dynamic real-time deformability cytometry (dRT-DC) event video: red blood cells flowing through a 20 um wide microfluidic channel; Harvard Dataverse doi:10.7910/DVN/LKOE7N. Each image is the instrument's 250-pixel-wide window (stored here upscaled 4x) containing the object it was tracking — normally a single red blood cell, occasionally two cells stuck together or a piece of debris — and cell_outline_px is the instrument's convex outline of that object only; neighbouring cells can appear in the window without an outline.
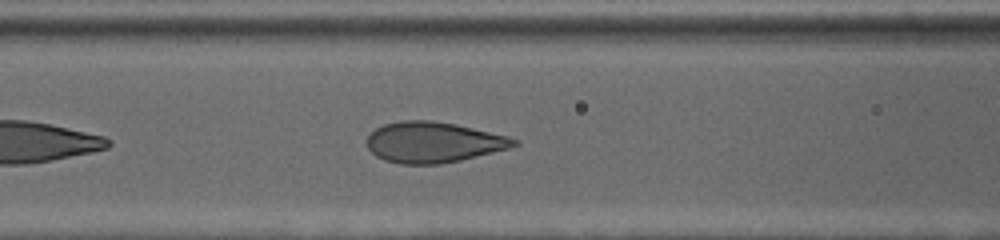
{"species": "human", "species_latin": "Homo sapiens", "temperature_condition": "cold", "stored_images_in_passage": 49, "camera_frame_rate_fps": 3000, "um_per_image_px": 0.085, "donor": {"sex": "female"}, "frame": {"image": 1, "passage_image": 10, "time_ms": 3.0, "image_size_px": [1000, 240], "cell_outline_px": [[520, 144], [508, 148], [460, 160], [440, 164], [400, 164], [384, 160], [376, 156], [368, 148], [368, 136], [376, 128], [384, 124], [400, 120], [432, 120], [456, 124], [508, 136], [520, 140]], "centroid_in_image_um": [36.84, 12.08], "position_along_channel_um": 129.8, "area_um2": 34.8}}
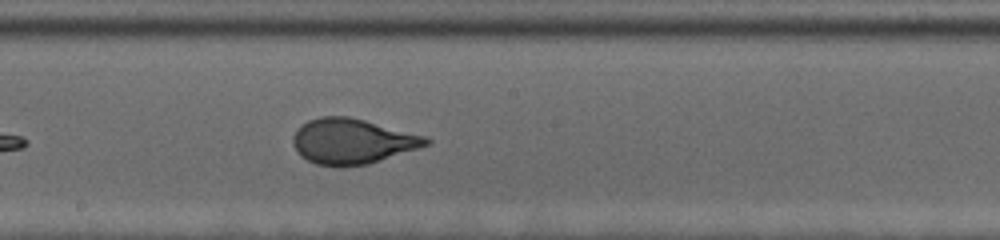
{"frame": {"image": 2, "passage_image": 19, "time_ms": 6.0, "image_size_px": [1000, 240], "cell_outline_px": [[432, 140], [428, 144], [368, 164], [344, 168], [340, 168], [316, 164], [300, 156], [296, 152], [292, 144], [292, 136], [296, 128], [300, 124], [308, 120], [320, 116], [348, 116], [428, 136]], "centroid_in_image_um": [29.87, 12.01], "position_along_channel_um": 218.3, "area_um2": 35.49}}
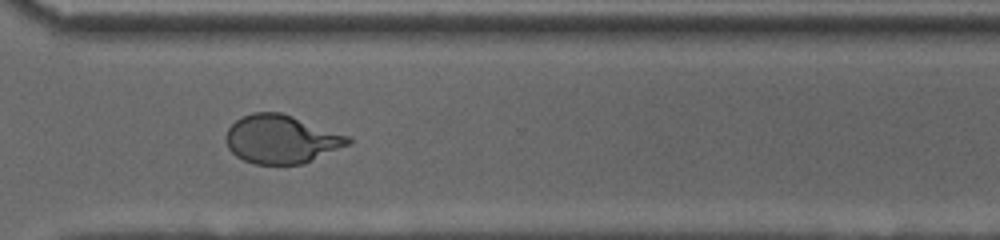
{"frame": {"image": 3, "passage_image": 32, "time_ms": 10.333, "image_size_px": [1000, 240], "cell_outline_px": [[352, 144], [304, 164], [256, 164], [244, 160], [236, 156], [228, 148], [224, 140], [224, 136], [228, 128], [236, 120], [252, 112], [280, 112], [352, 136]], "centroid_in_image_um": [23.94, 11.84], "position_along_channel_um": 346.7, "area_um2": 34.85}}